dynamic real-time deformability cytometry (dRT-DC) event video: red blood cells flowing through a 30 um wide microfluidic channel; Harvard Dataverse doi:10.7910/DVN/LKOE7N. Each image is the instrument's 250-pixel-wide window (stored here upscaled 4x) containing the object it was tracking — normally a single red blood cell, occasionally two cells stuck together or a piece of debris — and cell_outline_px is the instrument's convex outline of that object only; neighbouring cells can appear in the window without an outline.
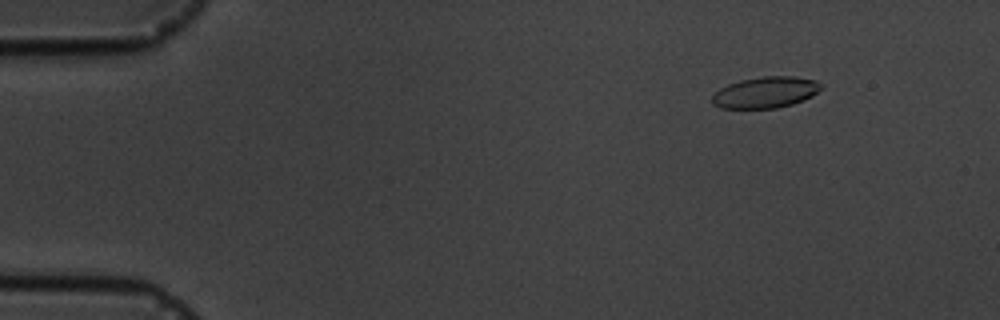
{"species": "common noctule bat (a hibernating species)", "species_latin": "Nyctalus noctula", "temperature_condition": "cold", "stored_images_in_passage": 5, "camera_frame_rate_fps": 3000, "um_per_image_px": 0.085, "animal": {"sex": "male", "body_mass_g": 19.5, "forearm_length_mm": 54.6}, "frame": {"image": 1, "passage_image": 2, "time_ms": 2.0, "image_size_px": [1000, 320], "cell_outline_px": [[820, 88], [812, 96], [804, 100], [792, 104], [776, 108], [720, 108], [712, 104], [712, 96], [720, 88], [728, 84], [740, 80], [764, 76], [796, 76], [816, 80], [820, 84]], "centroid_in_image_um": [65.05, 7.85], "position_along_channel_um": 20.0, "area_um2": 19.77}}
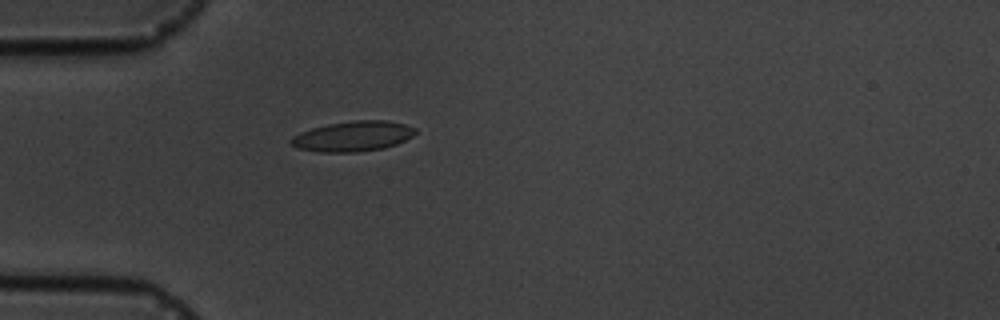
{"frame": {"image": 2, "passage_image": 5, "time_ms": 5.333, "image_size_px": [1000, 320], "cell_outline_px": [[416, 132], [412, 136], [396, 144], [384, 148], [356, 152], [320, 152], [296, 148], [288, 144], [288, 140], [292, 136], [300, 132], [312, 128], [328, 124], [352, 120], [388, 120], [404, 124], [416, 128]], "centroid_in_image_um": [29.95, 11.58], "position_along_channel_um": 55.1, "area_um2": 22.08}}